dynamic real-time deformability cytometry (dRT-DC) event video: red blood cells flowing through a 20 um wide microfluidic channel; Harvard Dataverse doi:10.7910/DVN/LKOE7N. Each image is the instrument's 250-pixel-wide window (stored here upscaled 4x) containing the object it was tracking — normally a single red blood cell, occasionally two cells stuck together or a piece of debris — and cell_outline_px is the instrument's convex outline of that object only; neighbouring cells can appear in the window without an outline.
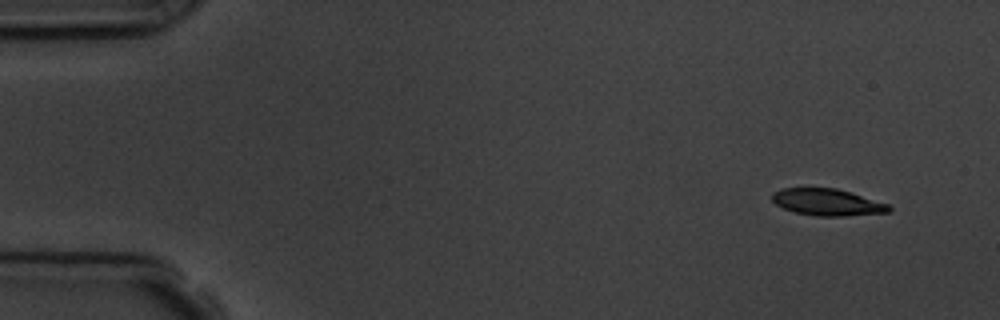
{"species": "common noctule bat (a hibernating species)", "species_latin": "Nyctalus noctula", "temperature_condition": "room temperature", "stored_images_in_passage": 4, "camera_frame_rate_fps": 3000, "um_per_image_px": 0.085, "animal": {"sex": "male", "body_mass_g": 19.5, "forearm_length_mm": 54.6}, "frame": {"image": 1, "passage_image": 1, "time_ms": 0.0, "image_size_px": [1000, 320], "cell_outline_px": [[892, 208], [888, 212], [844, 216], [816, 216], [796, 212], [784, 208], [776, 204], [772, 200], [772, 192], [780, 188], [836, 188], [888, 204]], "centroid_in_image_um": [70.29, 17.18], "position_along_channel_um": 14.7, "area_um2": 18.03}}
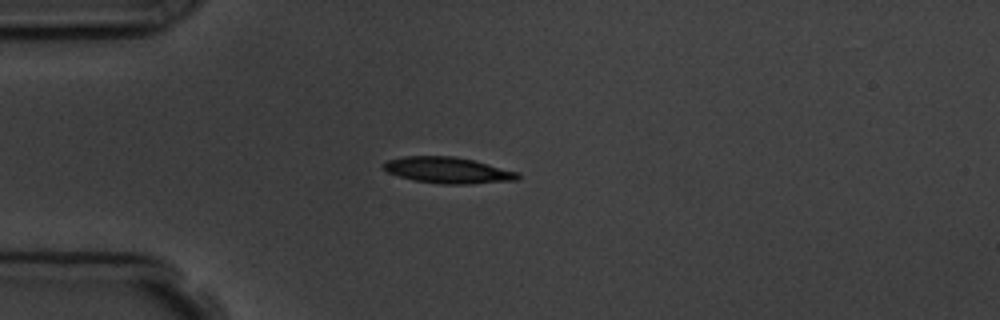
{"frame": {"image": 2, "passage_image": 4, "time_ms": 3.333, "image_size_px": [1000, 320], "cell_outline_px": [[520, 176], [516, 180], [468, 184], [440, 184], [412, 180], [388, 172], [380, 164], [388, 160], [404, 156], [452, 156], [472, 160], [520, 172]], "centroid_in_image_um": [38.06, 14.47], "position_along_channel_um": 46.9, "area_um2": 20.4}}